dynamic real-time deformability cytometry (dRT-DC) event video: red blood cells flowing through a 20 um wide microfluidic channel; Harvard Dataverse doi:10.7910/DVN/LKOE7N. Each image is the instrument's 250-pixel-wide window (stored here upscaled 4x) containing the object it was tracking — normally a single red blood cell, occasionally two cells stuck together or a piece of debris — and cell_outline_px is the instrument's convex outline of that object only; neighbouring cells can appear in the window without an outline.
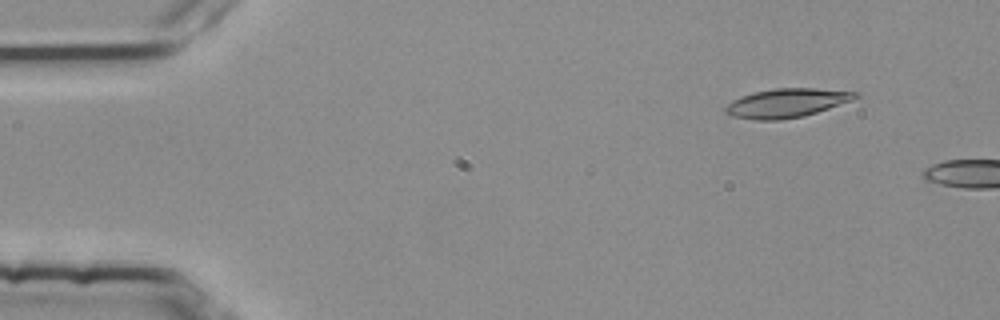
{"species": "common noctule bat (a hibernating species)", "species_latin": "Nyctalus noctula", "temperature_condition": "room temperature", "stored_images_in_passage": 2, "camera_frame_rate_fps": 3000, "um_per_image_px": 0.085, "animal": {"sex": "female", "body_mass_g": 25.1}, "frame": {"image": 1, "passage_image": 1, "time_ms": 0.0, "image_size_px": [1000, 320], "cell_outline_px": [[860, 96], [852, 100], [804, 116], [780, 120], [756, 120], [732, 116], [724, 112], [724, 108], [728, 104], [752, 92], [776, 88], [812, 88], [860, 92]], "centroid_in_image_um": [66.89, 8.75], "position_along_channel_um": 18.1, "area_um2": 21.68}}